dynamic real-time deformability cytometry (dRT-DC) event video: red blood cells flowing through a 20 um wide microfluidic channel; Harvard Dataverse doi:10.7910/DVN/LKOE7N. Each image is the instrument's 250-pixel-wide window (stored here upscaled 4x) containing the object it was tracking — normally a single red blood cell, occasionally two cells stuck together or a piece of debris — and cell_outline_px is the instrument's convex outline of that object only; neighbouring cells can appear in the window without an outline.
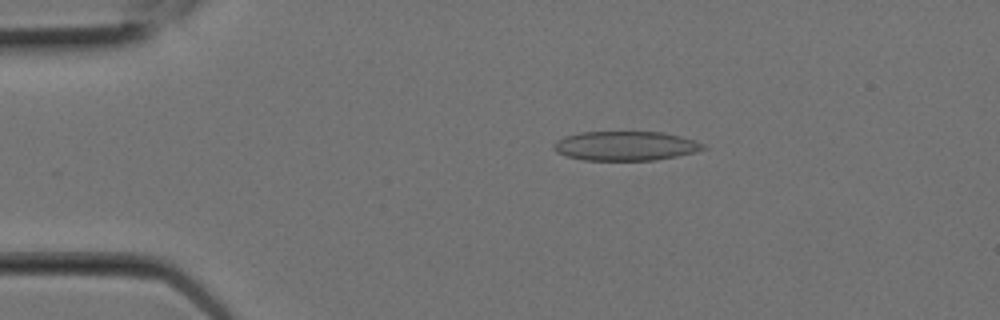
{"species": "Egyptian fruit bat (a non-hibernating species)", "species_latin": "Rousettus aegyptiacus", "temperature_condition": "room temperature", "stored_images_in_passage": 3, "camera_frame_rate_fps": 3000, "um_per_image_px": 0.085, "animal": {"sex": "female"}, "frame": {"image": 1, "passage_image": 1, "time_ms": 0.0, "image_size_px": [1000, 320], "cell_outline_px": [[708, 148], [696, 152], [656, 160], [584, 160], [568, 156], [556, 152], [552, 148], [552, 144], [556, 140], [564, 136], [580, 132], [660, 132], [680, 136], [696, 140], [704, 144]], "centroid_in_image_um": [53.16, 12.4], "position_along_channel_um": 31.8, "area_um2": 25.66}}